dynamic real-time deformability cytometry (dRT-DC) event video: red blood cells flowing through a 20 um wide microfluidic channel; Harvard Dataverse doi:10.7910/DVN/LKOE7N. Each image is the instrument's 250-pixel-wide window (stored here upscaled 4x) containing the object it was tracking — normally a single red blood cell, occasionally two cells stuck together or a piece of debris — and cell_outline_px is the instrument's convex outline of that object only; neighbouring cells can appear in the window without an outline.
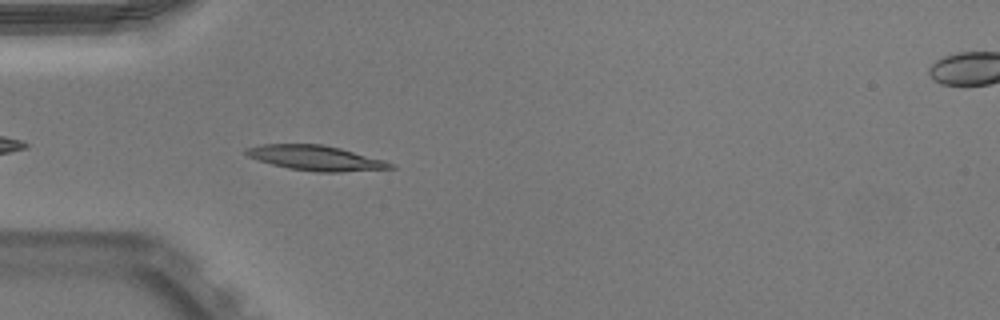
{"species": "Egyptian fruit bat (a non-hibernating species)", "species_latin": "Rousettus aegyptiacus", "temperature_condition": "warm", "stored_images_in_passage": 12, "camera_frame_rate_fps": 3000, "um_per_image_px": 0.085, "animal": {"sex": "male"}, "frame": {"image": 1, "passage_image": 3, "time_ms": 0.667, "image_size_px": [1000, 320], "cell_outline_px": [[396, 168], [340, 172], [316, 172], [288, 168], [272, 164], [248, 156], [244, 152], [244, 148], [260, 144], [324, 144], [340, 148], [384, 160], [392, 164]], "centroid_in_image_um": [26.81, 13.42], "position_along_channel_um": 58.2, "area_um2": 20.92}}